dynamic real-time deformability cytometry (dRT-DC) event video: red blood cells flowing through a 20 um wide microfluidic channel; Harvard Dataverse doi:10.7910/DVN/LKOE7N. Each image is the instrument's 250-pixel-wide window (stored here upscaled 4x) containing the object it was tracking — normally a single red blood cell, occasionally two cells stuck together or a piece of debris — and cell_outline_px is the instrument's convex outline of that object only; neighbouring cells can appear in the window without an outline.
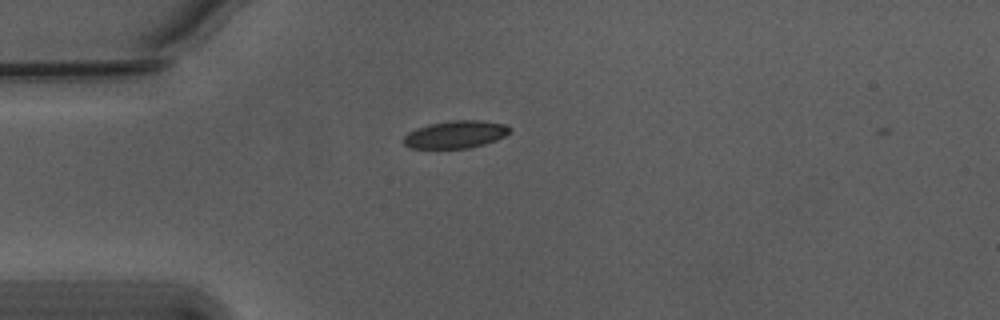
{"species": "Egyptian fruit bat (a non-hibernating species)", "species_latin": "Rousettus aegyptiacus", "temperature_condition": "warm", "stored_images_in_passage": 2, "camera_frame_rate_fps": 3000, "um_per_image_px": 0.085, "animal": {"sex": "male"}, "frame": {"image": 1, "passage_image": 1, "time_ms": 0.0, "image_size_px": [1000, 320], "cell_outline_px": [[512, 128], [504, 136], [496, 140], [484, 144], [468, 148], [412, 148], [404, 144], [404, 136], [408, 132], [416, 128], [428, 124], [448, 120], [480, 120], [504, 124]], "centroid_in_image_um": [38.71, 11.41], "position_along_channel_um": 46.3, "area_um2": 16.99}}